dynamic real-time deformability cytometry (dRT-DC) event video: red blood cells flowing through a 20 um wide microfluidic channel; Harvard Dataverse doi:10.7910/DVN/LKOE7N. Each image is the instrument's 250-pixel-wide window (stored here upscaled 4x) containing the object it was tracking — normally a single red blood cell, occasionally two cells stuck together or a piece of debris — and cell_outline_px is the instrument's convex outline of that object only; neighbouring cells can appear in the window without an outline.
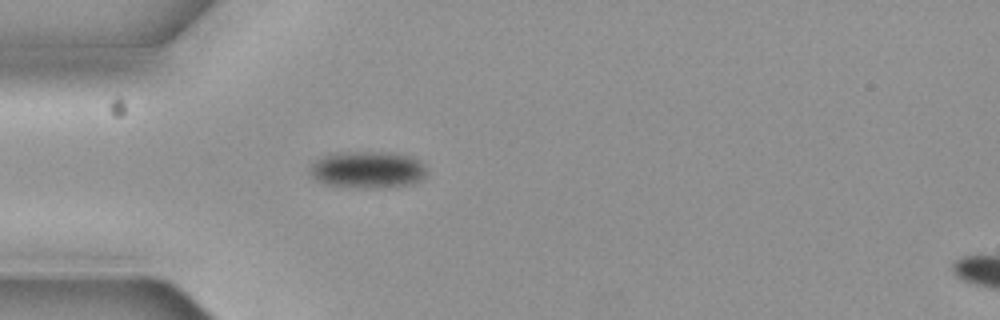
{"species": "common noctule bat (a hibernating species)", "species_latin": "Nyctalus noctula", "temperature_condition": "cold", "stored_images_in_passage": 4, "camera_frame_rate_fps": 3000, "um_per_image_px": 0.085, "animal": {"sex": "female", "body_mass_g": 19.3, "forearm_length_mm": 54.1}, "frame": {"image": 1, "passage_image": 4, "time_ms": 1.0, "image_size_px": [1000, 320], "cell_outline_px": [[428, 172], [424, 180], [412, 184], [380, 188], [364, 188], [324, 184], [316, 180], [308, 172], [312, 164], [316, 160], [328, 156], [360, 152], [388, 152], [408, 156], [420, 160], [428, 168]], "centroid_in_image_um": [31.34, 14.46], "position_along_channel_um": 53.7, "area_um2": 25.03}}